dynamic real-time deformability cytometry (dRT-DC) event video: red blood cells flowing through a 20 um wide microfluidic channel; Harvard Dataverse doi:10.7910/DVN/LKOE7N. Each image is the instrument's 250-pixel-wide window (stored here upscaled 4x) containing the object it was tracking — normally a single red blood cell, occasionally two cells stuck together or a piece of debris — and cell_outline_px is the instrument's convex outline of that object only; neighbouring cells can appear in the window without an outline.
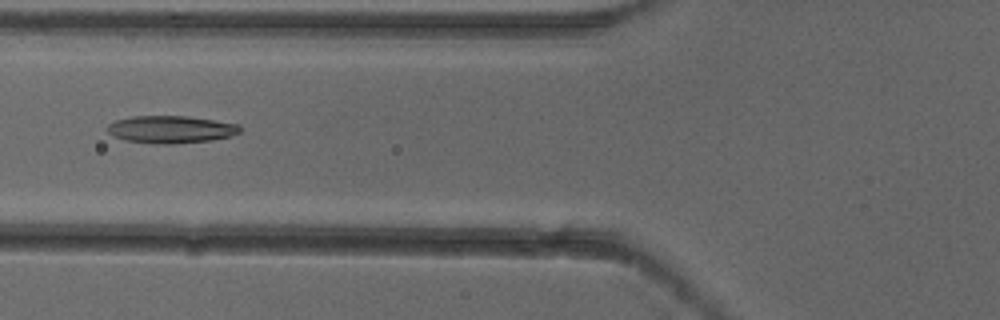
{"species": "common noctule bat (a hibernating species)", "species_latin": "Nyctalus noctula", "temperature_condition": "cold", "stored_images_in_passage": 6, "camera_frame_rate_fps": 3000, "um_per_image_px": 0.085, "animal": {"sex": "female"}, "frame": {"image": 1, "passage_image": 6, "time_ms": 1.667, "image_size_px": [1000, 320], "cell_outline_px": [[240, 132], [228, 136], [212, 140], [172, 144], [164, 144], [124, 140], [112, 136], [104, 128], [108, 124], [116, 120], [132, 116], [188, 116], [240, 124]], "centroid_in_image_um": [14.48, 10.99], "position_along_channel_um": 111.3, "area_um2": 21.21}}